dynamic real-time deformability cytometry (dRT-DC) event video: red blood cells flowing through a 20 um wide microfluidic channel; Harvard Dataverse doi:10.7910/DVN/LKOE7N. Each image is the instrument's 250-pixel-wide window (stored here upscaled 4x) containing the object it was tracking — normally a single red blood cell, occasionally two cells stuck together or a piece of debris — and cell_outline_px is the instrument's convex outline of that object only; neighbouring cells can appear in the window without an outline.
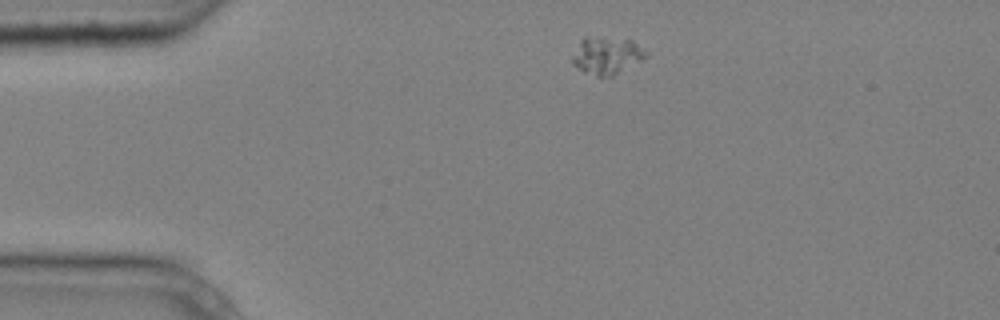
{"species": "common noctule bat (a hibernating species)", "species_latin": "Nyctalus noctula", "temperature_condition": "cold", "stored_images_in_passage": 4, "camera_frame_rate_fps": 3000, "um_per_image_px": 0.085, "animal": {"sex": "male", "body_mass_g": 20.4}, "frame": {"image": 1, "passage_image": 1, "time_ms": 0.0, "image_size_px": [1000, 320], "cell_outline_px": [[648, 56], [612, 76], [596, 76], [584, 72], [572, 64], [572, 56], [580, 40], [584, 36], [632, 40], [648, 52]], "centroid_in_image_um": [51.55, 4.71], "position_along_channel_um": 33.4, "area_um2": 15.9}}